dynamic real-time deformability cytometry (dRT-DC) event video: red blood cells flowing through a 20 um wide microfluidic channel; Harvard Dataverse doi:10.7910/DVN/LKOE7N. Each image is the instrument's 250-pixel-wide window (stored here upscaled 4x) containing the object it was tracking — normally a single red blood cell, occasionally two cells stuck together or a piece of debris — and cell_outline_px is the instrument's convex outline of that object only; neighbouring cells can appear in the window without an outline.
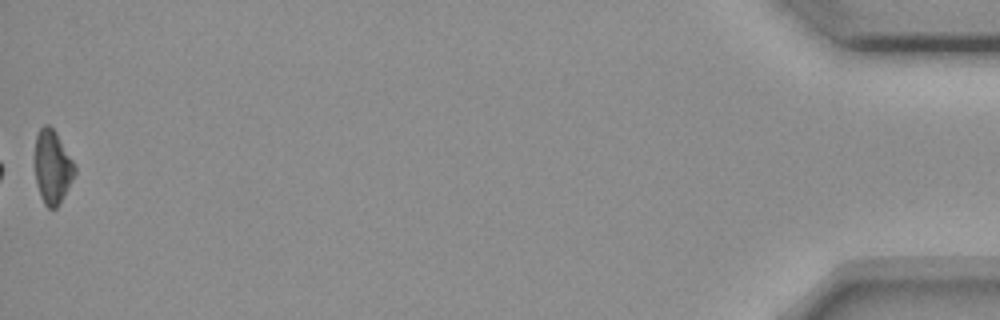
{"species": "common noctule bat (a hibernating species)", "species_latin": "Nyctalus noctula", "temperature_condition": "room temperature", "stored_images_in_passage": 54, "camera_frame_rate_fps": 3000, "um_per_image_px": 0.085, "animal": {"sex": "female", "body_mass_g": 18.4}, "frame": {"image": 1, "passage_image": 54, "time_ms": 17.667, "image_size_px": [1000, 320], "cell_outline_px": [[76, 172], [72, 180], [56, 208], [48, 208], [44, 204], [40, 196], [36, 184], [36, 136], [40, 128], [44, 124], [48, 124], [56, 132], [72, 160], [76, 168]], "centroid_in_image_um": [4.45, 14.19], "position_along_channel_um": 430.7, "area_um2": 16.7}}